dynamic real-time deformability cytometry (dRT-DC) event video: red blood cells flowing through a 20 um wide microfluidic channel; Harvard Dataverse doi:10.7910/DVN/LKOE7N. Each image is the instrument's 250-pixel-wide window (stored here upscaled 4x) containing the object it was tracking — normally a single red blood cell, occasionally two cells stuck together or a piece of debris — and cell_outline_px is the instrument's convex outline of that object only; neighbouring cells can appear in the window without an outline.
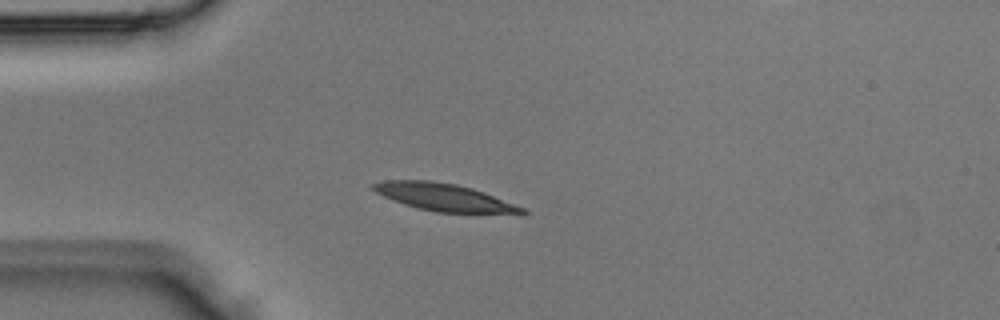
{"species": "Egyptian fruit bat (a non-hibernating species)", "species_latin": "Rousettus aegyptiacus", "temperature_condition": "room temperature", "stored_images_in_passage": 2, "camera_frame_rate_fps": 3000, "um_per_image_px": 0.085, "animal": {"sex": "male"}, "frame": {"image": 1, "passage_image": 2, "time_ms": 0.333, "image_size_px": [1000, 320], "cell_outline_px": [[528, 212], [524, 216], [520, 216], [436, 212], [416, 208], [404, 204], [384, 196], [368, 188], [372, 184], [384, 180], [432, 180], [456, 184], [472, 188], [484, 192], [524, 208]], "centroid_in_image_um": [37.87, 16.81], "position_along_channel_um": 47.1, "area_um2": 24.62}}